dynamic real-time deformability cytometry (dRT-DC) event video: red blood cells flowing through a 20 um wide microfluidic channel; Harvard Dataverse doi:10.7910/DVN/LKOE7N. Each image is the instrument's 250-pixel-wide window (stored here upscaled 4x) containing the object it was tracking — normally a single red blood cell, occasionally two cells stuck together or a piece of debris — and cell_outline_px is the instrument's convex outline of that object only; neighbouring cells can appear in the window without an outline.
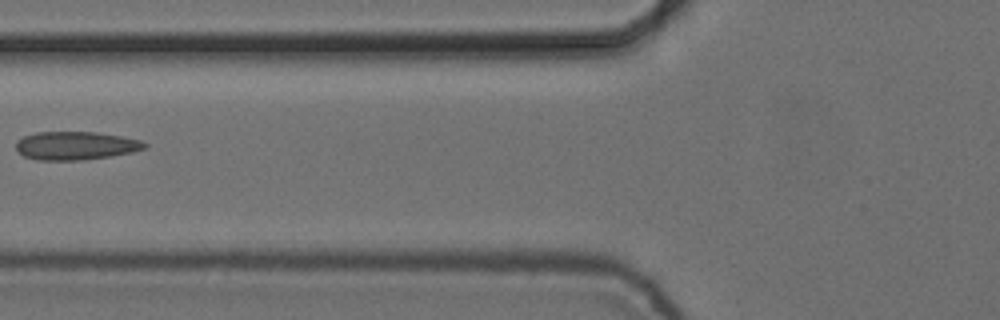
{"species": "common noctule bat (a hibernating species)", "species_latin": "Nyctalus noctula", "temperature_condition": "cold", "stored_images_in_passage": 7, "camera_frame_rate_fps": 3000, "um_per_image_px": 0.085, "animal": {"sex": "female", "body_mass_g": 24.6, "forearm_length_mm": 56.2}, "frame": {"image": 1, "passage_image": 6, "time_ms": 1.667, "image_size_px": [1000, 320], "cell_outline_px": [[148, 148], [132, 152], [112, 156], [84, 160], [36, 160], [24, 156], [16, 148], [16, 140], [24, 136], [36, 132], [96, 132], [120, 136], [140, 140], [148, 144]], "centroid_in_image_um": [6.45, 12.38], "position_along_channel_um": 119.4, "area_um2": 21.33}}
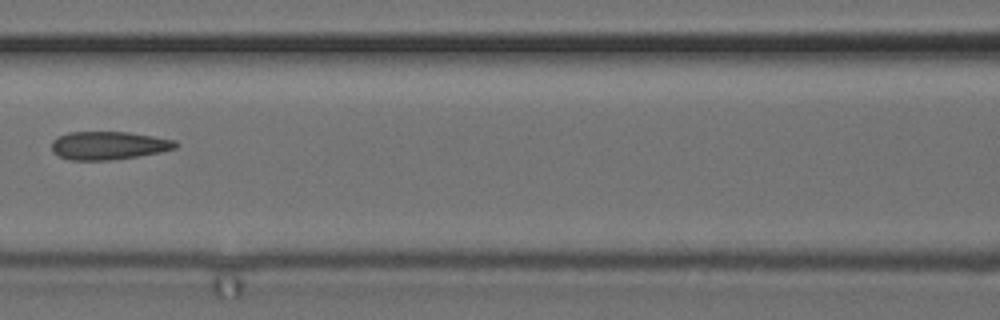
{"frame": {"image": 2, "passage_image": 7, "time_ms": 2.0, "image_size_px": [1000, 320], "cell_outline_px": [[180, 144], [176, 148], [160, 152], [136, 156], [108, 160], [68, 160], [52, 152], [52, 140], [68, 132], [128, 132], [176, 140]], "centroid_in_image_um": [9.23, 12.36], "position_along_channel_um": 157.4, "area_um2": 20.29}}